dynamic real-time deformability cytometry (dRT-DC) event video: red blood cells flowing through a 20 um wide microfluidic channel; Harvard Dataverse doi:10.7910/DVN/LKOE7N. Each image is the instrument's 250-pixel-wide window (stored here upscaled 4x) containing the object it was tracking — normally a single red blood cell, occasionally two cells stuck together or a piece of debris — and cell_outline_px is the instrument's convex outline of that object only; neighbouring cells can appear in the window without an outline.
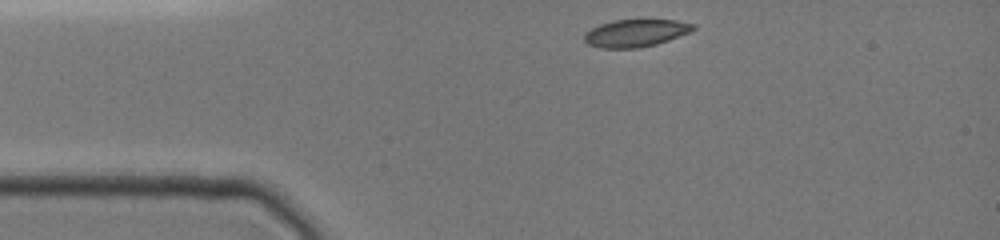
{"species": "common noctule bat (a hibernating species)", "species_latin": "Nyctalus noctula", "temperature_condition": "cold", "stored_images_in_passage": 33, "camera_frame_rate_fps": 3000, "um_per_image_px": 0.085, "animal": {"sex": "female", "body_mass_g": 19.0, "forearm_length_mm": 51.5}, "frame": {"image": 1, "passage_image": 1, "time_ms": 0.0, "image_size_px": [1000, 240], "cell_outline_px": [[696, 28], [692, 32], [656, 44], [640, 48], [600, 48], [588, 44], [584, 40], [584, 32], [600, 24], [612, 20], [676, 20], [696, 24]], "centroid_in_image_um": [54.05, 2.81], "position_along_channel_um": 31.0, "area_um2": 17.57}}
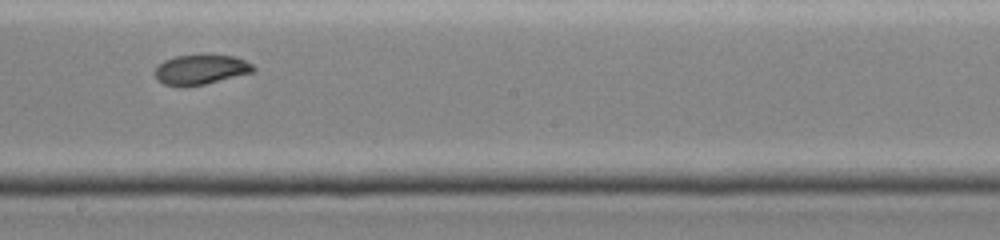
{"frame": {"image": 2, "passage_image": 19, "time_ms": 6.0, "image_size_px": [1000, 240], "cell_outline_px": [[256, 68], [252, 72], [204, 84], [164, 84], [156, 76], [156, 68], [164, 60], [176, 56], [204, 52], [236, 56], [252, 64]], "centroid_in_image_um": [17.13, 5.82], "position_along_channel_um": 231.1, "area_um2": 16.99}}
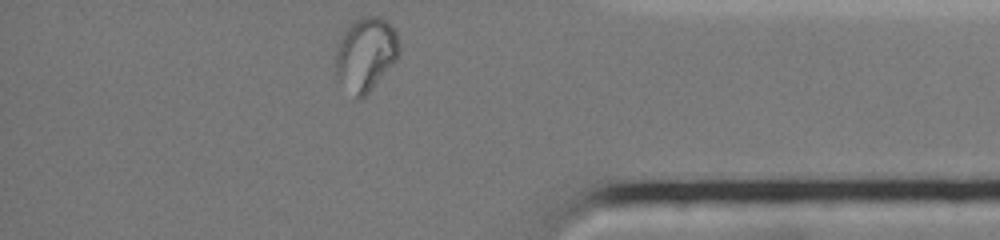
{"frame": {"image": 3, "passage_image": 33, "time_ms": 10.667, "image_size_px": [1000, 240], "cell_outline_px": [[400, 56], [368, 92], [360, 100], [356, 100], [336, 76], [332, 60], [332, 56], [336, 44], [344, 32], [360, 16], [380, 16], [396, 32], [400, 48]], "centroid_in_image_um": [31.03, 4.62], "position_along_channel_um": 404.2, "area_um2": 27.57}}